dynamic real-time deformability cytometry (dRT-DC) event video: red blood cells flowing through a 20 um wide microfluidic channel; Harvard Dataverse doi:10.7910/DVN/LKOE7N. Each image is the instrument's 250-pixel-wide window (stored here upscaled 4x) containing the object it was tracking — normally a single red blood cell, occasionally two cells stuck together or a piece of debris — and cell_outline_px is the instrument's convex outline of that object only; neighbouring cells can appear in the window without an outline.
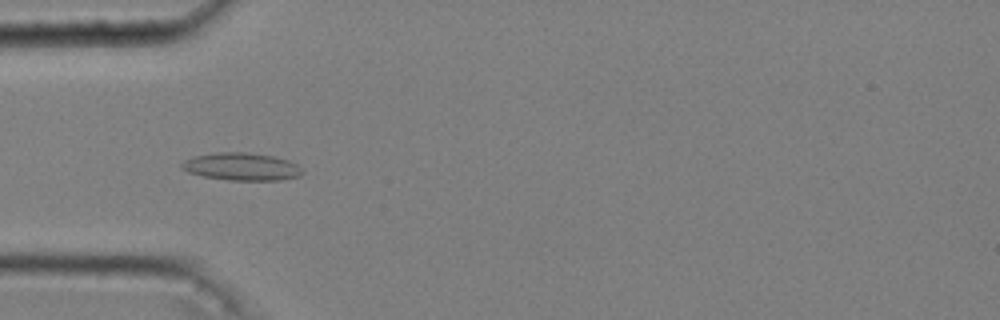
{"species": "common noctule bat (a hibernating species)", "species_latin": "Nyctalus noctula", "temperature_condition": "cold", "stored_images_in_passage": 41, "camera_frame_rate_fps": 3000, "um_per_image_px": 0.085, "animal": {"sex": "male", "body_mass_g": 20.4}, "frame": {"image": 1, "passage_image": 5, "time_ms": 1.333, "image_size_px": [1000, 320], "cell_outline_px": [[304, 172], [300, 176], [280, 180], [228, 180], [204, 176], [188, 172], [180, 168], [180, 164], [184, 160], [192, 156], [220, 152], [248, 152], [272, 156], [288, 160], [296, 164]], "centroid_in_image_um": [20.51, 14.16], "position_along_channel_um": 64.5, "area_um2": 19.42}}
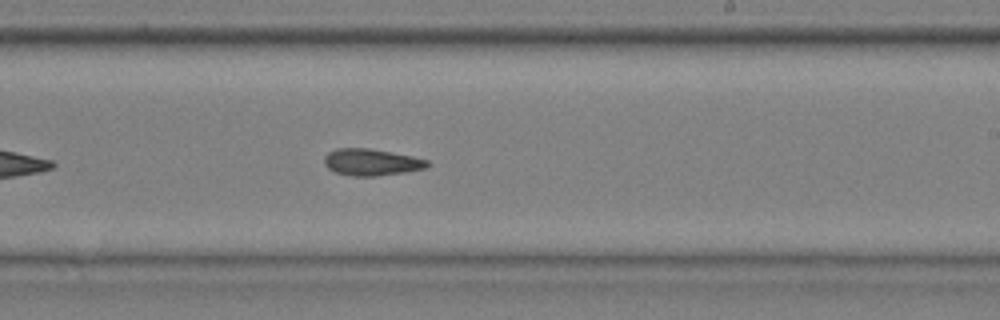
{"frame": {"image": 2, "passage_image": 21, "time_ms": 6.667, "image_size_px": [1000, 320], "cell_outline_px": [[428, 164], [424, 168], [404, 172], [376, 176], [352, 176], [336, 172], [328, 168], [324, 164], [324, 156], [328, 152], [336, 148], [368, 148], [412, 156], [428, 160]], "centroid_in_image_um": [31.52, 13.78], "position_along_channel_um": 257.5, "area_um2": 15.9}}
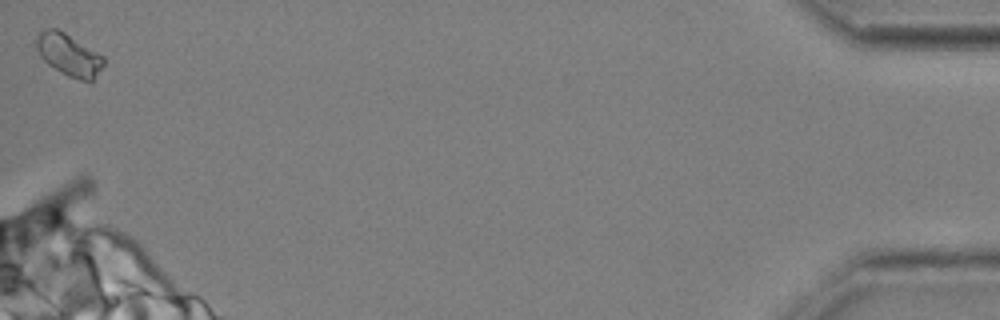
{"frame": {"image": 3, "passage_image": 41, "time_ms": 13.333, "image_size_px": [1000, 320], "cell_outline_px": [[104, 64], [92, 80], [80, 80], [68, 76], [60, 72], [48, 64], [40, 56], [36, 48], [36, 36], [40, 32], [48, 28], [56, 28], [64, 32], [104, 56]], "centroid_in_image_um": [5.83, 4.65], "position_along_channel_um": 429.4, "area_um2": 16.3}, "authors_computed_cell_mechanics": {"area_um2": 16.184, "velocity_mm_per_s": 3.6314, "shape_relaxation_time_tau1_ms": 5.9679, "shape_relaxation_time_tau2_ms": 4.7683, "deformation_change_tau1": 0.1045, "deformation_change_tau2": 0.126}}